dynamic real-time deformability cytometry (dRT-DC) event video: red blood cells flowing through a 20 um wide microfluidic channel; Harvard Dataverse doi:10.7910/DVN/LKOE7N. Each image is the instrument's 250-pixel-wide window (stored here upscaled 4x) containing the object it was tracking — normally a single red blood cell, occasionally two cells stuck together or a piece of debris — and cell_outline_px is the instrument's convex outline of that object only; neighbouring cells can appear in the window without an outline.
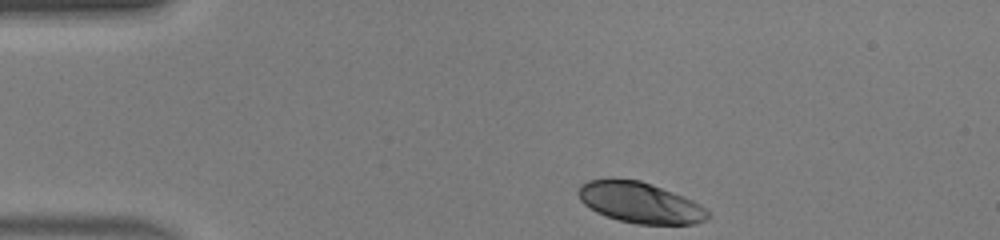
{"species": "human", "species_latin": "Homo sapiens", "temperature_condition": "warm", "stored_images_in_passage": 34, "camera_frame_rate_fps": 3000, "um_per_image_px": 0.085, "donor": {"sex": "male"}, "frame": {"image": 1, "passage_image": 1, "time_ms": 0.0, "image_size_px": [1000, 240], "cell_outline_px": [[712, 216], [696, 224], [636, 224], [620, 220], [596, 212], [584, 204], [580, 200], [576, 192], [580, 184], [588, 180], [640, 180], [652, 184], [684, 196], [700, 204]], "centroid_in_image_um": [54.41, 17.23], "position_along_channel_um": 30.6, "area_um2": 30.58}}
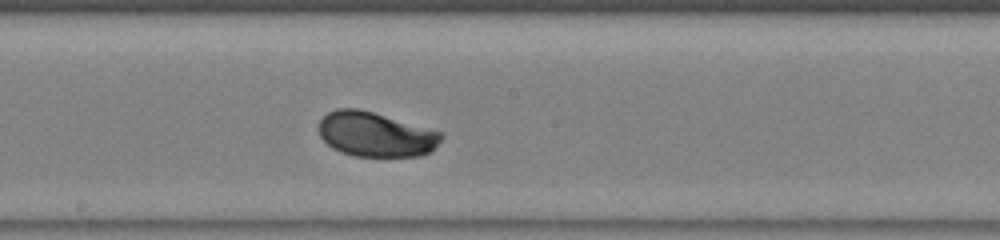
{"frame": {"image": 2, "passage_image": 19, "time_ms": 6.0, "image_size_px": [1000, 240], "cell_outline_px": [[444, 136], [436, 148], [432, 152], [420, 156], [352, 156], [340, 152], [332, 148], [320, 136], [316, 128], [320, 120], [328, 112], [336, 108], [356, 108], [372, 112], [444, 132]], "centroid_in_image_um": [31.94, 11.43], "position_along_channel_um": 216.3, "area_um2": 32.25}}
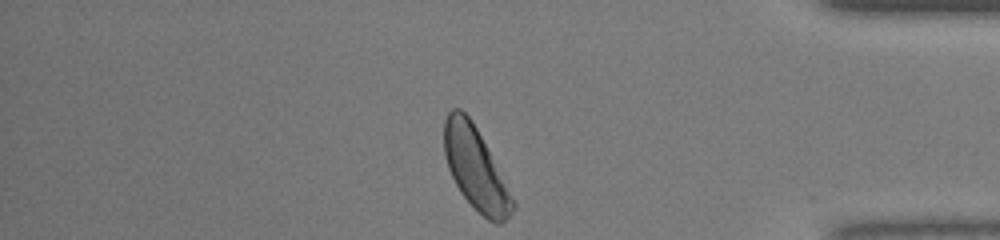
{"frame": {"image": 3, "passage_image": 34, "time_ms": 11.0, "image_size_px": [1000, 240], "cell_outline_px": [[516, 208], [500, 224], [496, 224], [488, 220], [460, 192], [448, 168], [444, 156], [444, 120], [448, 112], [452, 108], [460, 108], [472, 120], [516, 204]], "centroid_in_image_um": [40.39, 14.3], "position_along_channel_um": 394.8, "area_um2": 32.08}, "authors_computed_cell_mechanics": {"area_um2": 31.9056, "velocity_mm_per_s": 4.1178, "shape_relaxation_time_tau1_ms": 1.5243, "shape_relaxation_time_tau2_ms": null, "deformation_change_tau1": 0.1151, "deformation_change_tau2": null}}